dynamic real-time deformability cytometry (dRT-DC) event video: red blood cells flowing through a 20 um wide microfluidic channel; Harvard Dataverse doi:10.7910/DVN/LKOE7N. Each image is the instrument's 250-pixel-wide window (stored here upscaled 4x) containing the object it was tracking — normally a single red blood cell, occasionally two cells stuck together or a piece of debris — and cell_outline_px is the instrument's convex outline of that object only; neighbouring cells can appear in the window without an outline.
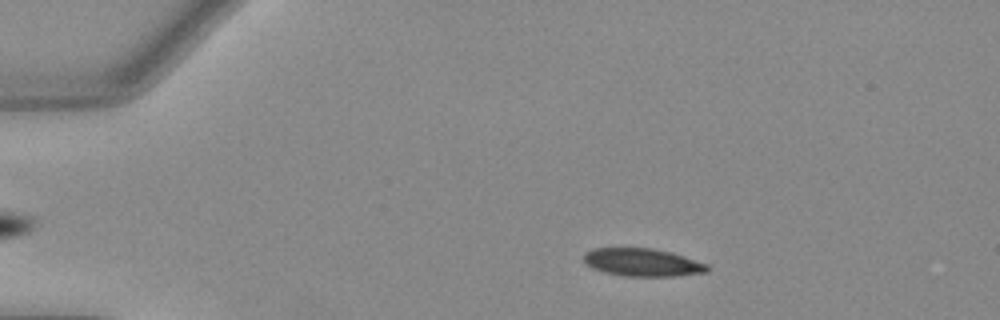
{"species": "Egyptian fruit bat (a non-hibernating species)", "species_latin": "Rousettus aegyptiacus", "temperature_condition": "warm", "stored_images_in_passage": 52, "camera_frame_rate_fps": 3000, "um_per_image_px": 0.085, "animal": {"sex": "female"}, "frame": {"image": 1, "passage_image": 9, "time_ms": 2.667, "image_size_px": [1000, 320], "cell_outline_px": [[708, 272], [672, 276], [624, 276], [604, 272], [592, 268], [584, 260], [584, 252], [592, 248], [652, 248], [672, 252], [708, 264]], "centroid_in_image_um": [54.6, 22.29], "position_along_channel_um": 30.4, "area_um2": 20.06}}
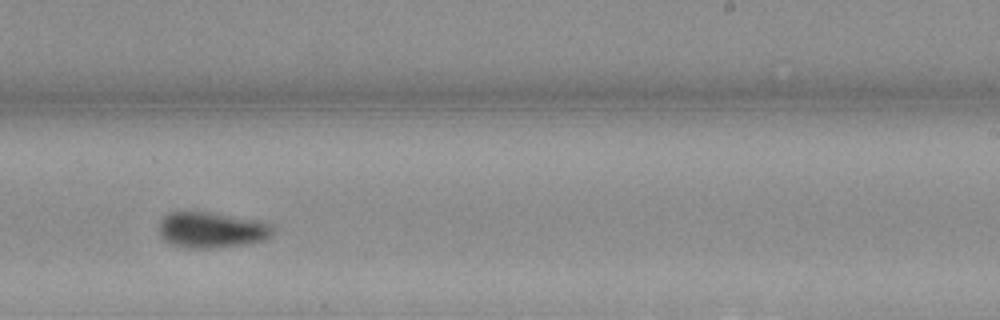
{"frame": {"image": 2, "passage_image": 32, "time_ms": 10.333, "image_size_px": [1000, 320], "cell_outline_px": [[272, 236], [264, 240], [248, 244], [212, 248], [188, 248], [168, 244], [160, 236], [160, 220], [164, 216], [172, 212], [212, 212], [256, 220], [272, 224]], "centroid_in_image_um": [17.98, 19.55], "position_along_channel_um": 271.0, "area_um2": 23.87}}
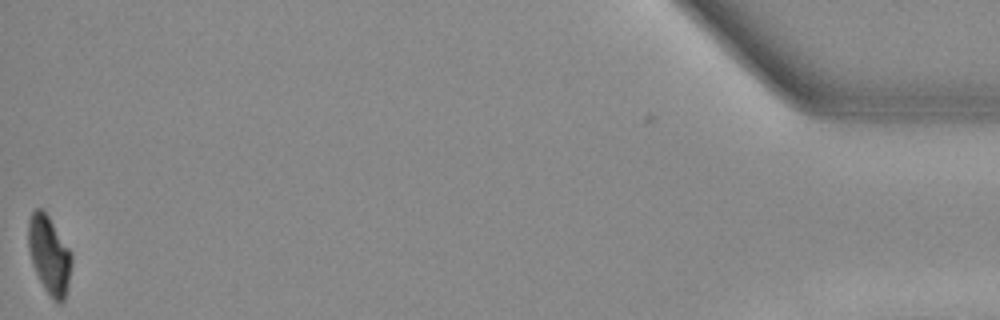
{"frame": {"image": 3, "passage_image": 51, "time_ms": 16.667, "image_size_px": [1000, 320], "cell_outline_px": [[72, 264], [68, 284], [64, 300], [60, 304], [52, 300], [44, 288], [32, 264], [28, 248], [28, 220], [32, 212], [36, 208], [40, 208], [48, 216], [68, 248], [72, 256]], "centroid_in_image_um": [4.17, 21.7], "position_along_channel_um": 431.0, "area_um2": 19.48}, "authors_computed_cell_mechanics": {"area_um2": 21.1837, "velocity_mm_per_s": 3.9967, "shape_relaxation_time_tau1_ms": 5.0543, "shape_relaxation_time_tau2_ms": 3.5944, "deformation_change_tau1": 0.2046, "deformation_change_tau2": 0.0324}}